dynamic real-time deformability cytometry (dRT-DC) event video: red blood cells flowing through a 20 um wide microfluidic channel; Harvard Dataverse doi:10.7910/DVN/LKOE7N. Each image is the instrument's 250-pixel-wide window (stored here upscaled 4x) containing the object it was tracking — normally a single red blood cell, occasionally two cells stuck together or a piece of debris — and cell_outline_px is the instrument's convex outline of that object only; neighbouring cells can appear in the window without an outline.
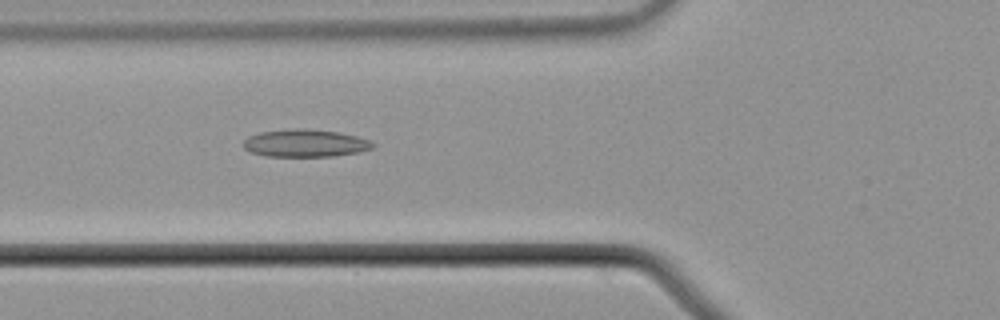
{"species": "common noctule bat (a hibernating species)", "species_latin": "Nyctalus noctula", "temperature_condition": "cold", "stored_images_in_passage": 53, "camera_frame_rate_fps": 3000, "um_per_image_px": 0.085, "animal": {"sex": "male", "body_mass_g": 21.5, "forearm_length_mm": 52.0}, "frame": {"image": 1, "passage_image": 19, "time_ms": 6.0, "image_size_px": [1000, 320], "cell_outline_px": [[376, 144], [372, 148], [360, 152], [332, 156], [264, 156], [252, 152], [244, 148], [244, 140], [248, 136], [260, 132], [292, 128], [300, 128], [340, 132], [356, 136], [368, 140]], "centroid_in_image_um": [25.94, 12.16], "position_along_channel_um": 99.9, "area_um2": 20.75}}
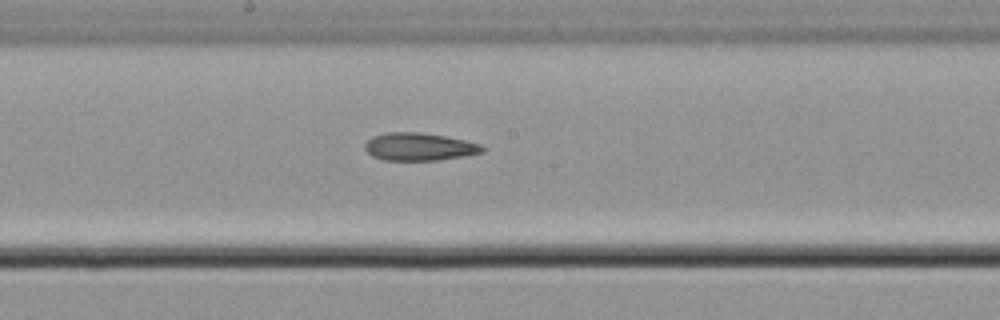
{"frame": {"image": 2, "passage_image": 28, "time_ms": 9.0, "image_size_px": [1000, 320], "cell_outline_px": [[484, 152], [464, 156], [436, 160], [384, 160], [372, 156], [364, 148], [364, 144], [372, 136], [388, 132], [420, 132], [444, 136], [464, 140], [480, 144], [484, 148]], "centroid_in_image_um": [35.61, 12.47], "position_along_channel_um": 212.6, "area_um2": 18.9}}
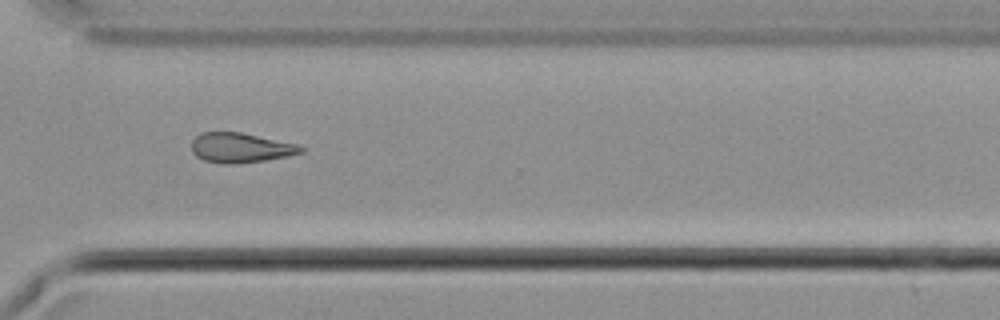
{"frame": {"image": 3, "passage_image": 39, "time_ms": 12.667, "image_size_px": [1000, 320], "cell_outline_px": [[304, 152], [288, 156], [264, 160], [232, 164], [220, 164], [204, 160], [196, 156], [192, 152], [192, 140], [200, 132], [240, 132], [296, 144], [304, 148]], "centroid_in_image_um": [20.41, 12.56], "position_along_channel_um": 350.2, "area_um2": 18.9}, "authors_computed_cell_mechanics": {"area_um2": 19.5364, "velocity_mm_per_s": 3.7439, "shape_relaxation_time_tau1_ms": 10.4157, "shape_relaxation_time_tau2_ms": 5.9324, "deformation_change_tau1": 0.1549, "deformation_change_tau2": 0.1566}}